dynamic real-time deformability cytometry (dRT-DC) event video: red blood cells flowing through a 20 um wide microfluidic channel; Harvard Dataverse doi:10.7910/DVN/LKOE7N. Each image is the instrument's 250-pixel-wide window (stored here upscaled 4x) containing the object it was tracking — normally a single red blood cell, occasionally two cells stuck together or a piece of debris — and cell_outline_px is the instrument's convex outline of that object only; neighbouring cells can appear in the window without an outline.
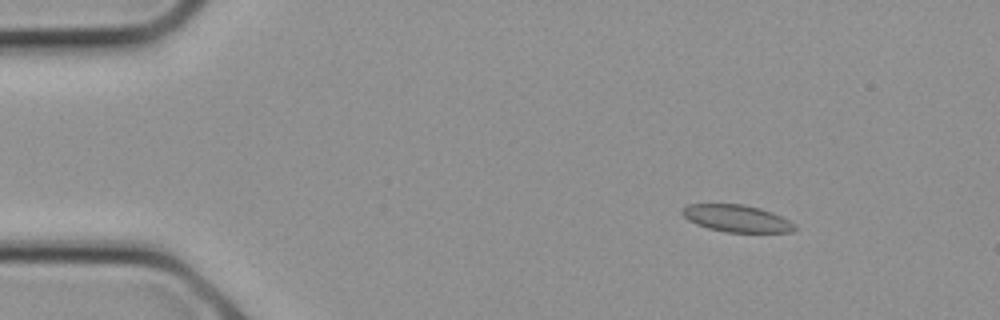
{"species": "common noctule bat (a hibernating species)", "species_latin": "Nyctalus noctula", "temperature_condition": "cold", "stored_images_in_passage": 26, "camera_frame_rate_fps": 3000, "um_per_image_px": 0.085, "animal": {"sex": "female", "body_mass_g": 21.9}, "frame": {"image": 1, "passage_image": 4, "time_ms": 1.0, "image_size_px": [1000, 320], "cell_outline_px": [[796, 228], [792, 232], [724, 232], [708, 228], [696, 224], [688, 220], [680, 212], [688, 204], [744, 204], [760, 208], [772, 212], [796, 224]], "centroid_in_image_um": [62.62, 18.56], "position_along_channel_um": 22.4, "area_um2": 17.74}}
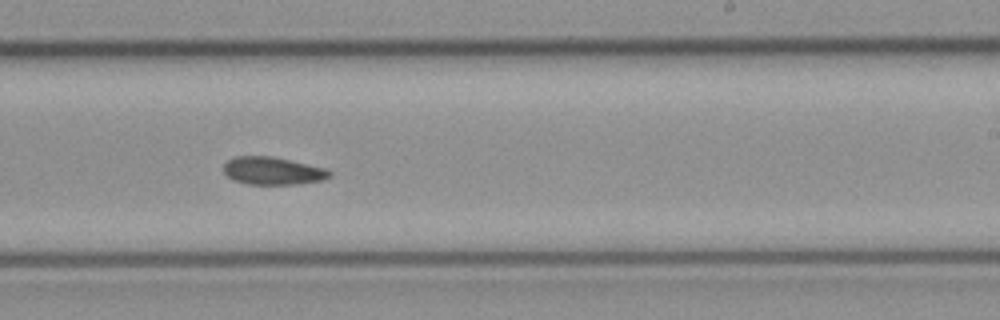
{"frame": {"image": 2, "passage_image": 16, "time_ms": 5.0, "image_size_px": [1000, 320], "cell_outline_px": [[332, 176], [320, 180], [296, 184], [248, 184], [232, 180], [224, 172], [224, 164], [228, 160], [236, 156], [272, 156], [324, 168], [332, 172]], "centroid_in_image_um": [23.15, 14.52], "position_along_channel_um": 265.8, "area_um2": 16.94}}
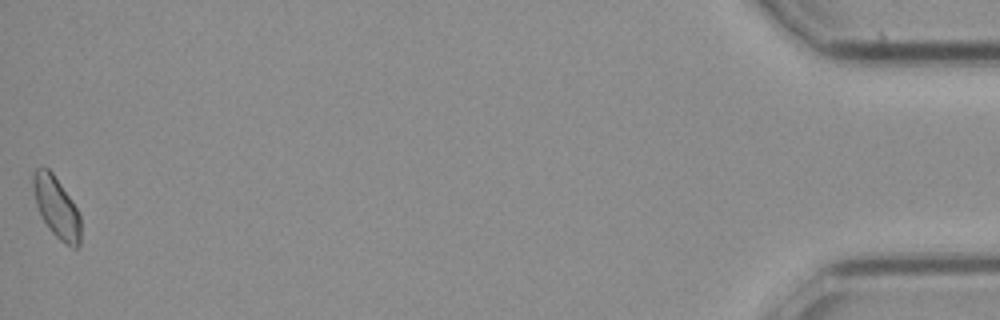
{"frame": {"image": 3, "passage_image": 26, "time_ms": 8.333, "image_size_px": [1000, 320], "cell_outline_px": [[80, 244], [76, 248], [72, 248], [60, 240], [48, 228], [40, 216], [36, 204], [32, 188], [32, 172], [36, 168], [48, 168], [52, 172], [72, 200], [80, 216]], "centroid_in_image_um": [4.78, 17.62], "position_along_channel_um": 430.4, "area_um2": 16.99}}